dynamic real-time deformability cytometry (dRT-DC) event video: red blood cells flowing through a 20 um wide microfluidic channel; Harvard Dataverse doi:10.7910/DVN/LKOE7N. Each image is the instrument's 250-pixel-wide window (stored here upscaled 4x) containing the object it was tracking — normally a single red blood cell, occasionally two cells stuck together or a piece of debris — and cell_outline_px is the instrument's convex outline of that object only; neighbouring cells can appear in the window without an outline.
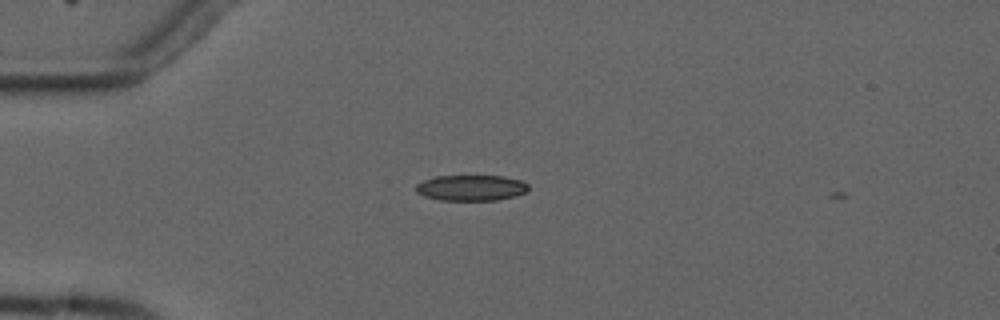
{"species": "common noctule bat (a hibernating species)", "species_latin": "Nyctalus noctula", "temperature_condition": "cold", "stored_images_in_passage": 5, "camera_frame_rate_fps": 3000, "um_per_image_px": 0.085, "animal": {"sex": "male", "forearm_length_mm": 52.5}, "frame": {"image": 1, "passage_image": 1, "time_ms": 0.0, "image_size_px": [1000, 320], "cell_outline_px": [[528, 188], [524, 192], [516, 196], [496, 200], [440, 200], [424, 196], [416, 192], [416, 184], [424, 180], [436, 176], [504, 176], [520, 180], [528, 184]], "centroid_in_image_um": [40.03, 15.96], "position_along_channel_um": 45.0, "area_um2": 16.82}}
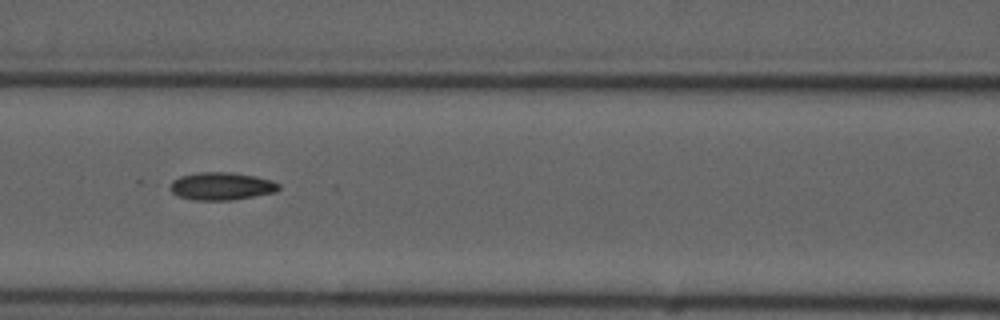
{"frame": {"image": 2, "passage_image": 4, "time_ms": 3.333, "image_size_px": [1000, 320], "cell_outline_px": [[280, 188], [276, 192], [232, 200], [196, 200], [176, 196], [168, 188], [168, 184], [172, 180], [180, 176], [200, 172], [232, 172], [256, 176], [272, 180], [280, 184]], "centroid_in_image_um": [18.8, 15.82], "position_along_channel_um": 147.8, "area_um2": 17.8}}
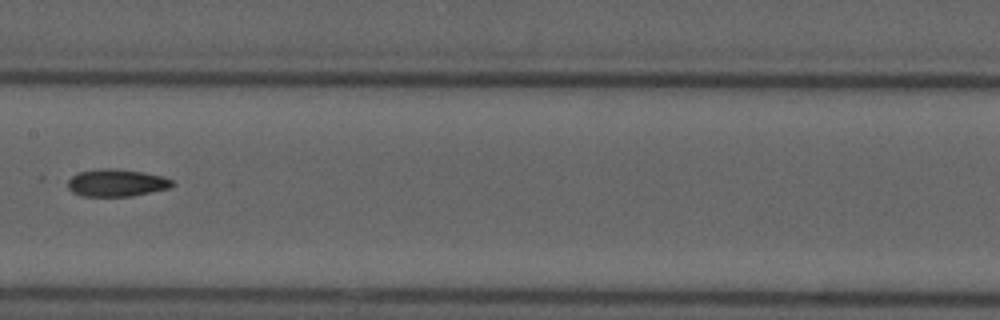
{"frame": {"image": 3, "passage_image": 5, "time_ms": 4.667, "image_size_px": [1000, 320], "cell_outline_px": [[176, 184], [172, 188], [132, 196], [80, 196], [72, 192], [68, 188], [68, 180], [76, 172], [96, 168], [112, 168], [144, 172], [164, 176], [172, 180]], "centroid_in_image_um": [9.92, 15.53], "position_along_channel_um": 197.5, "area_um2": 17.05}}